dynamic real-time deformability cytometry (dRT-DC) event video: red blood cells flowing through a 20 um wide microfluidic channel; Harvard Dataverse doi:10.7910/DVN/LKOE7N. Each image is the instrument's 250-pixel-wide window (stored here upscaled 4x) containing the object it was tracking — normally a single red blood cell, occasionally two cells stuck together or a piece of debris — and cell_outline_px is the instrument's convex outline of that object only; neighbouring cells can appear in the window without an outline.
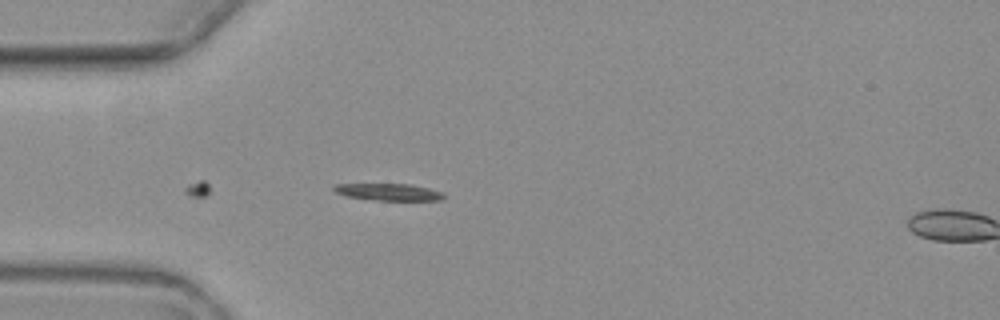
{"species": "common noctule bat (a hibernating species)", "species_latin": "Nyctalus noctula", "temperature_condition": "warm", "stored_images_in_passage": 5, "segment_of_instrument_passage": [1, 2], "camera_frame_rate_fps": 3000, "um_per_image_px": 0.085, "animal": {"sex": "female", "body_mass_g": 19.3, "forearm_length_mm": 54.1}, "frame": {"image": 1, "passage_image": 4, "time_ms": 3.667, "image_size_px": [1000, 320], "cell_outline_px": [[444, 196], [440, 200], [380, 200], [348, 196], [336, 192], [332, 188], [332, 184], [408, 184], [428, 188], [444, 192]], "centroid_in_image_um": [33.03, 16.31], "position_along_channel_um": 52.0, "area_um2": 10.64}}